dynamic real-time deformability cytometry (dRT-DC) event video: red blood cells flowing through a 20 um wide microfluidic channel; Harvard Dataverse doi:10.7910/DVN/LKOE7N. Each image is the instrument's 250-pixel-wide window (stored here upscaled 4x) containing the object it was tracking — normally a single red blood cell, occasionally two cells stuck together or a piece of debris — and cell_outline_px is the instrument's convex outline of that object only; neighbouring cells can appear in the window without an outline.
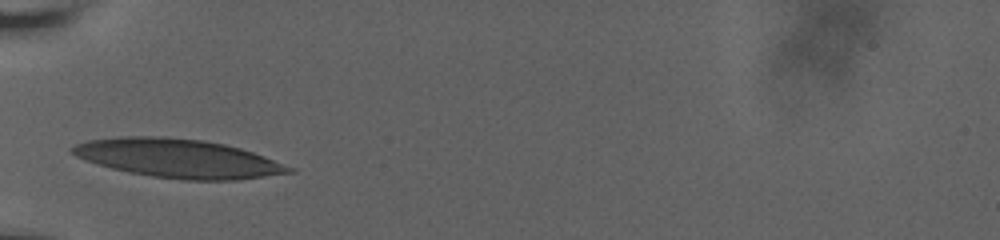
{"species": "human", "species_latin": "Homo sapiens", "temperature_condition": "room temperature", "stored_images_in_passage": 32, "camera_frame_rate_fps": 3000, "um_per_image_px": 0.085, "donor": {"sex": "male"}, "frame": {"image": 1, "passage_image": 1, "time_ms": 0.0, "image_size_px": [1000, 240], "cell_outline_px": [[296, 172], [236, 180], [180, 180], [152, 176], [128, 172], [112, 168], [84, 160], [76, 156], [72, 152], [72, 148], [76, 144], [88, 140], [120, 136], [160, 136], [204, 140], [224, 144], [240, 148], [264, 156], [296, 168]], "centroid_in_image_um": [15.17, 13.46], "position_along_channel_um": 69.8, "area_um2": 48.9}}
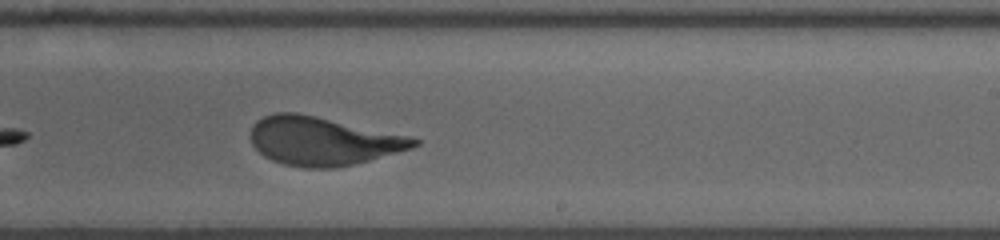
{"frame": {"image": 2, "passage_image": 17, "time_ms": 5.333, "image_size_px": [1000, 240], "cell_outline_px": [[420, 144], [412, 148], [368, 160], [352, 164], [332, 168], [304, 168], [284, 164], [272, 160], [264, 156], [252, 144], [252, 124], [256, 120], [264, 116], [276, 112], [296, 112], [316, 116], [408, 136], [420, 140]], "centroid_in_image_um": [27.4, 11.98], "position_along_channel_um": 261.6, "area_um2": 45.66}}
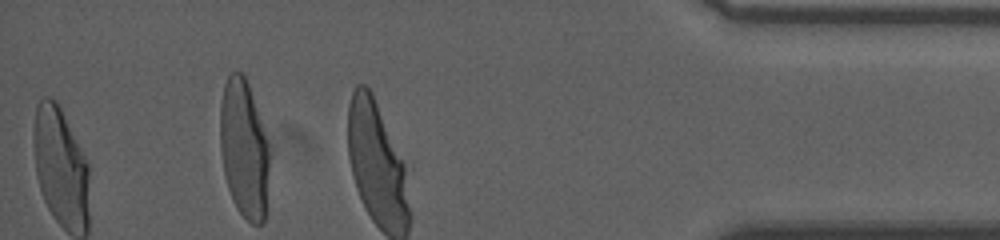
{"frame": {"image": 3, "passage_image": 31, "time_ms": 10.0, "image_size_px": [1000, 240], "cell_outline_px": [[268, 168], [264, 224], [252, 224], [236, 208], [232, 200], [224, 176], [220, 148], [220, 104], [224, 84], [228, 76], [232, 72], [240, 72], [244, 76], [248, 84], [268, 144]], "centroid_in_image_um": [20.7, 12.68], "position_along_channel_um": 414.5, "area_um2": 39.25}, "authors_computed_cell_mechanics": {"area_um2": 46.4134, "velocity_mm_per_s": 3.6502, "shape_relaxation_time_tau1_ms": 3.8261, "shape_relaxation_time_tau2_ms": null, "deformation_change_tau1": 0.2142, "deformation_change_tau2": null}}